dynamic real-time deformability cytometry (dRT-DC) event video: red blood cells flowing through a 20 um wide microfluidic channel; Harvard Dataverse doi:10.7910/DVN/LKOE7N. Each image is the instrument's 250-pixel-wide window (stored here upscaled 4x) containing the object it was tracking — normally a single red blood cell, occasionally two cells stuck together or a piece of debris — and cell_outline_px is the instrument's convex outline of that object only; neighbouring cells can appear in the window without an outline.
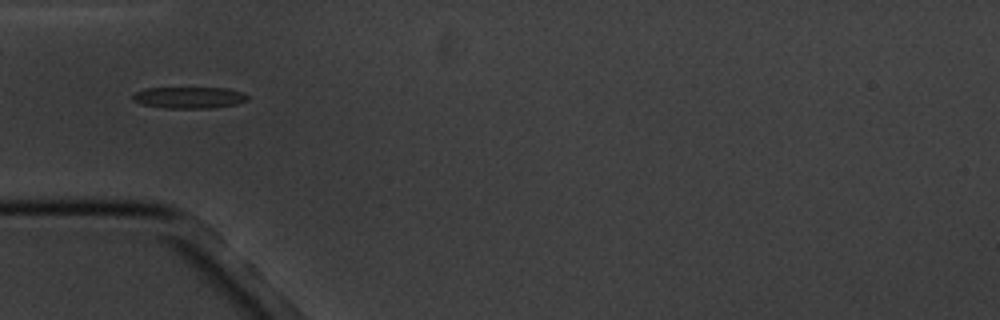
{"species": "common noctule bat (a hibernating species)", "species_latin": "Nyctalus noctula", "temperature_condition": "cold", "stored_images_in_passage": 7, "camera_frame_rate_fps": 3000, "um_per_image_px": 0.085, "animal": {"sex": "male", "body_mass_g": 20.1, "forearm_length_mm": 53.5}, "frame": {"image": 1, "passage_image": 1, "time_ms": 0.0, "image_size_px": [1000, 320], "cell_outline_px": [[248, 100], [236, 104], [212, 108], [164, 108], [140, 104], [132, 100], [132, 96], [136, 92], [144, 88], [228, 88], [244, 92], [248, 96]], "centroid_in_image_um": [16.08, 8.29], "position_along_channel_um": 68.9, "area_um2": 14.51}}
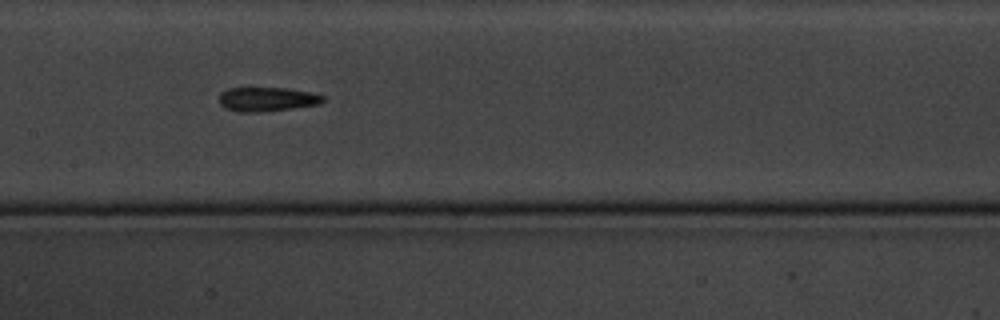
{"frame": {"image": 2, "passage_image": 4, "time_ms": 3.333, "image_size_px": [1000, 320], "cell_outline_px": [[324, 100], [320, 104], [292, 108], [260, 112], [236, 112], [224, 108], [220, 104], [220, 92], [228, 88], [288, 88], [308, 92], [324, 96]], "centroid_in_image_um": [22.66, 8.44], "position_along_channel_um": 184.7, "area_um2": 14.62}}
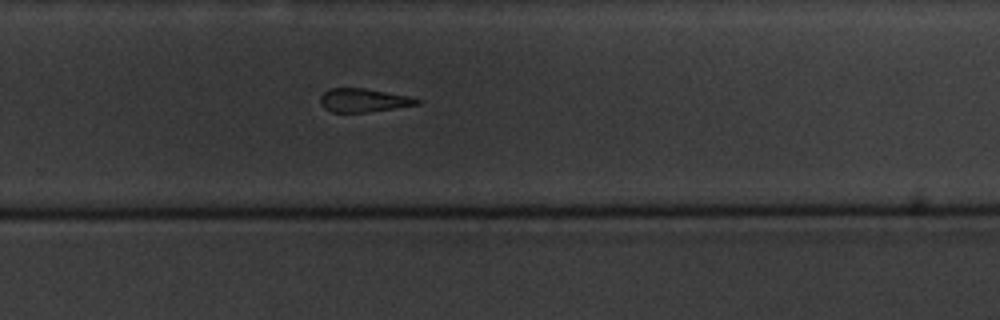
{"frame": {"image": 3, "passage_image": 7, "time_ms": 6.667, "image_size_px": [1000, 320], "cell_outline_px": [[420, 104], [396, 108], [368, 112], [332, 112], [324, 108], [320, 104], [320, 96], [328, 88], [364, 88], [408, 96], [420, 100]], "centroid_in_image_um": [30.86, 8.52], "position_along_channel_um": 298.9, "area_um2": 13.24}}